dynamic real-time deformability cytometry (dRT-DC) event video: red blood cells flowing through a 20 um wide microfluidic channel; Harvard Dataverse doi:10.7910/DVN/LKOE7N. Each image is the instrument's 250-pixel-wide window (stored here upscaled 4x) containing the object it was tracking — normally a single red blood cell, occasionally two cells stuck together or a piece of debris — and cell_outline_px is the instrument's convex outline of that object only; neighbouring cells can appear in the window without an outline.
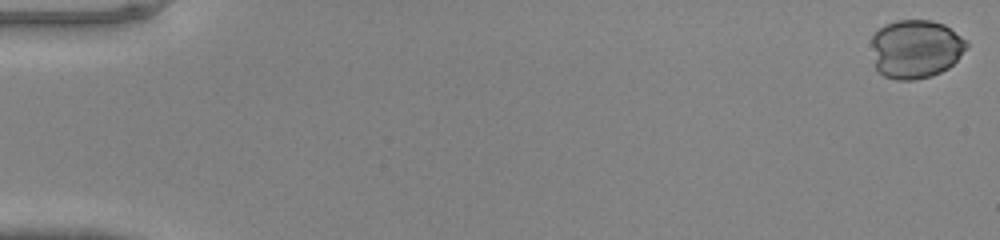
{"species": "common noctule bat (a hibernating species)", "species_latin": "Nyctalus noctula", "temperature_condition": "warm", "stored_images_in_passage": 48, "camera_frame_rate_fps": 3000, "um_per_image_px": 0.085, "animal": {"sex": "male", "body_mass_g": 20.0, "forearm_length_mm": 53.3}, "frame": {"image": 1, "passage_image": 1, "time_ms": 0.0, "image_size_px": [1000, 240], "cell_outline_px": [[968, 48], [948, 68], [932, 76], [912, 80], [896, 80], [884, 76], [876, 72], [872, 44], [872, 36], [884, 24], [896, 20], [932, 20], [944, 24], [968, 40]], "centroid_in_image_um": [77.84, 4.16], "position_along_channel_um": 7.2, "area_um2": 32.77}}